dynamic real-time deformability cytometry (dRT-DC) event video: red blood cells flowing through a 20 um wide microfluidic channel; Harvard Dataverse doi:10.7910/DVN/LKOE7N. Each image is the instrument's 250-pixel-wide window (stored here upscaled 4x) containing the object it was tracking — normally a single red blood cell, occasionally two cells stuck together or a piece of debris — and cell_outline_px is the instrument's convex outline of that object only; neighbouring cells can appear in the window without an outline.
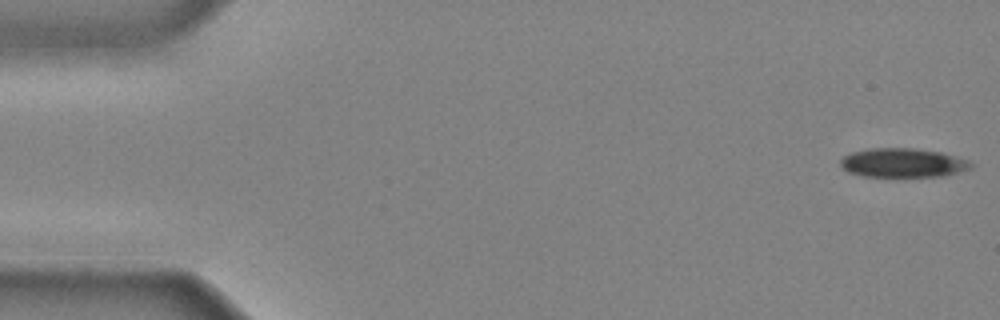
{"species": "common noctule bat (a hibernating species)", "species_latin": "Nyctalus noctula", "temperature_condition": "cold", "stored_images_in_passage": 42, "camera_frame_rate_fps": 3000, "um_per_image_px": 0.085, "animal": {"sex": "male", "body_mass_g": 20.4}, "frame": {"image": 1, "passage_image": 1, "time_ms": 0.0, "image_size_px": [1000, 320], "cell_outline_px": [[976, 164], [972, 168], [960, 172], [944, 176], [864, 176], [848, 172], [840, 168], [840, 160], [844, 156], [852, 152], [868, 148], [912, 148], [940, 152], [968, 160]], "centroid_in_image_um": [76.75, 13.84], "position_along_channel_um": 8.3, "area_um2": 22.2}}
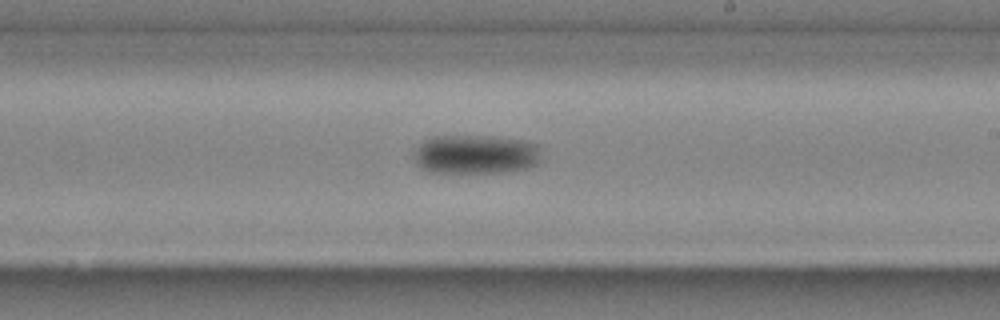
{"frame": {"image": 2, "passage_image": 26, "time_ms": 8.333, "image_size_px": [1000, 320], "cell_outline_px": [[540, 160], [536, 164], [528, 168], [512, 172], [428, 172], [420, 168], [416, 164], [412, 156], [412, 148], [424, 140], [432, 136], [492, 136], [528, 140], [540, 144]], "centroid_in_image_um": [40.42, 13.11], "position_along_channel_um": 248.6, "area_um2": 29.94}}
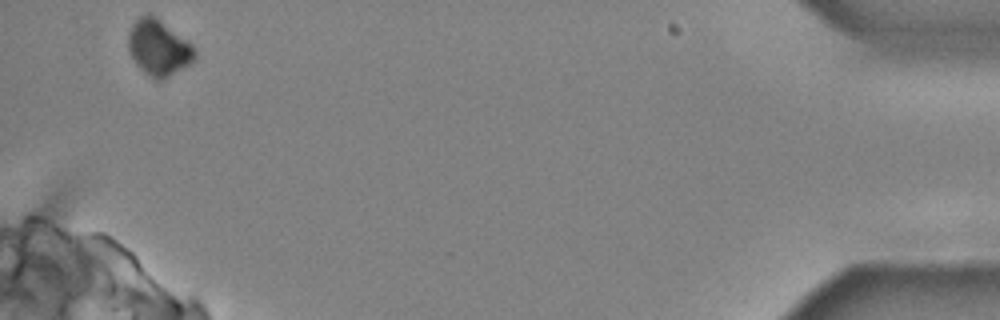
{"frame": {"image": 3, "passage_image": 42, "time_ms": 13.667, "image_size_px": [1000, 320], "cell_outline_px": [[196, 60], [192, 64], [160, 80], [156, 80], [144, 72], [136, 64], [128, 48], [128, 32], [132, 24], [140, 16], [148, 12], [192, 44], [196, 48]], "centroid_in_image_um": [13.49, 4.06], "position_along_channel_um": 421.7, "area_um2": 21.5}}